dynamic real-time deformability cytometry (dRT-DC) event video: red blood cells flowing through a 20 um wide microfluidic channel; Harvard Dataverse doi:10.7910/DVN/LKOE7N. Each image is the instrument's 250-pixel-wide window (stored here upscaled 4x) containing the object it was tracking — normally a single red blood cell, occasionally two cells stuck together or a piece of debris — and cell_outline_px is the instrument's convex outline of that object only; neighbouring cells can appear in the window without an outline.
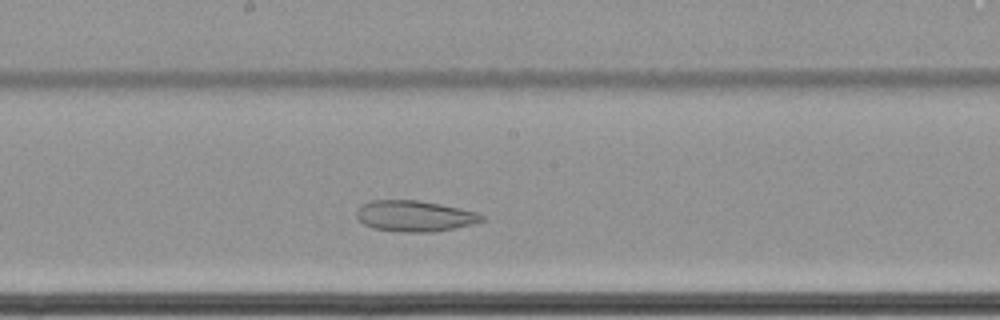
{"species": "common noctule bat (a hibernating species)", "species_latin": "Nyctalus noctula", "temperature_condition": "cold", "stored_images_in_passage": 42, "camera_frame_rate_fps": 3000, "um_per_image_px": 0.085, "animal": {"sex": "female", "body_mass_g": 22.7, "forearm_length_mm": 54.2}, "frame": {"image": 1, "passage_image": 23, "time_ms": 7.333, "image_size_px": [1000, 320], "cell_outline_px": [[484, 220], [472, 224], [436, 232], [404, 232], [372, 228], [364, 224], [356, 216], [356, 208], [360, 204], [368, 200], [416, 200], [440, 204], [460, 208], [476, 212], [484, 216]], "centroid_in_image_um": [35.2, 18.36], "position_along_channel_um": 213.0, "area_um2": 22.72}}
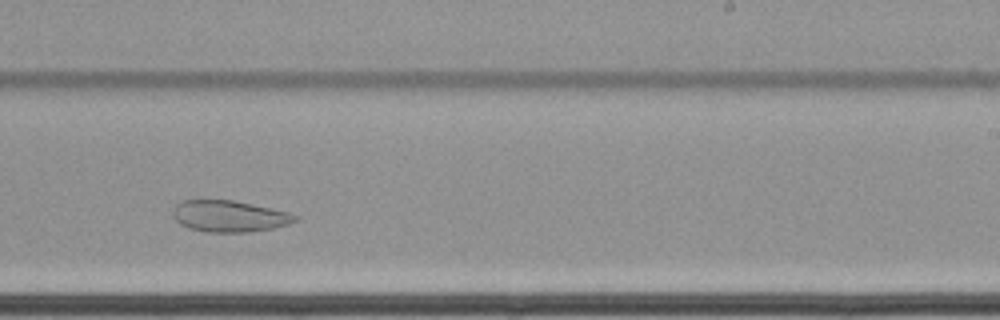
{"frame": {"image": 2, "passage_image": 28, "time_ms": 9.0, "image_size_px": [1000, 320], "cell_outline_px": [[300, 220], [288, 224], [272, 228], [248, 232], [204, 232], [180, 224], [172, 216], [172, 212], [176, 204], [180, 200], [232, 200], [252, 204], [288, 212], [300, 216]], "centroid_in_image_um": [19.5, 18.37], "position_along_channel_um": 269.5, "area_um2": 22.43}}
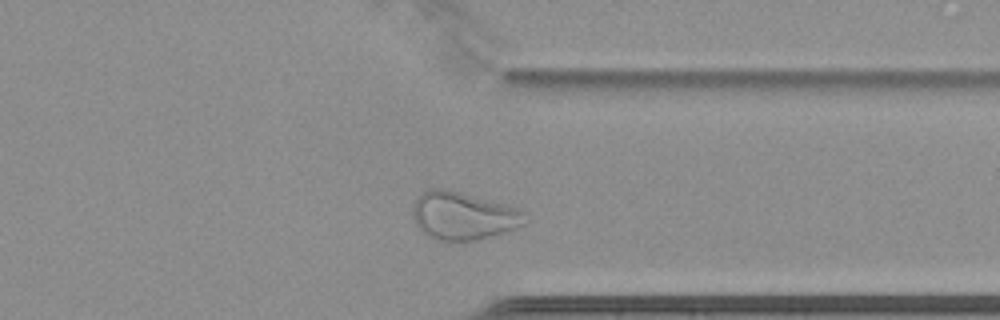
{"frame": {"image": 3, "passage_image": 37, "time_ms": 12.0, "image_size_px": [1000, 320], "cell_outline_px": [[532, 220], [508, 232], [496, 236], [464, 244], [452, 244], [436, 240], [428, 236], [416, 224], [412, 216], [412, 204], [416, 196], [432, 188], [444, 188], [460, 192], [516, 208], [524, 212]], "centroid_in_image_um": [39.38, 18.41], "position_along_channel_um": 372.0, "area_um2": 32.37}, "authors_computed_cell_mechanics": {"area_um2": 26.7325, "velocity_mm_per_s": 3.3901, "shape_relaxation_time_tau1_ms": null, "shape_relaxation_time_tau2_ms": 2.7502, "deformation_change_tau1": null, "deformation_change_tau2": 0.0773}}